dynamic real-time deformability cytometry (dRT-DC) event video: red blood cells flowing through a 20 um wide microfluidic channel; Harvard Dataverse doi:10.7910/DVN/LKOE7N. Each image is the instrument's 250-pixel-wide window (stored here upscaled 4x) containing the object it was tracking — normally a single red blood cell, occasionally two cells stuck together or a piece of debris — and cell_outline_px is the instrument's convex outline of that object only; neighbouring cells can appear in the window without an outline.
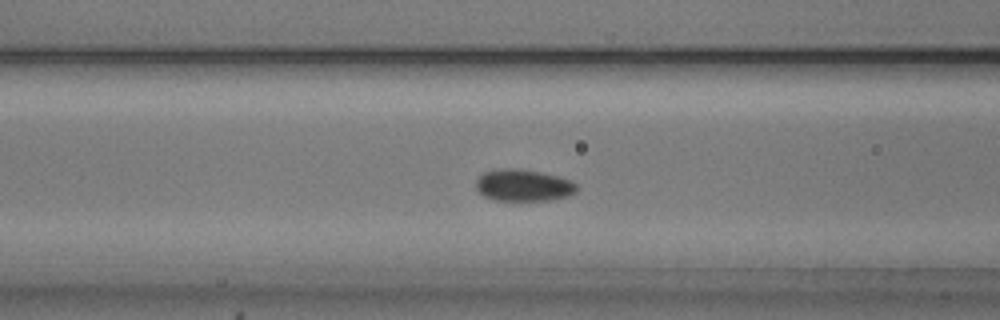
{"species": "common noctule bat (a hibernating species)", "species_latin": "Nyctalus noctula", "temperature_condition": "cold", "stored_images_in_passage": 46, "camera_frame_rate_fps": 3000, "um_per_image_px": 0.085, "animal": {"sex": "male", "body_mass_g": 20.5, "forearm_length_mm": 52.5}, "frame": {"image": 1, "passage_image": 14, "time_ms": 4.333, "image_size_px": [1000, 320], "cell_outline_px": [[576, 192], [568, 196], [552, 200], [492, 200], [484, 196], [476, 188], [476, 180], [484, 172], [500, 168], [520, 168], [540, 172], [572, 180], [576, 184]], "centroid_in_image_um": [44.48, 15.75], "position_along_channel_um": 122.1, "area_um2": 18.73}}
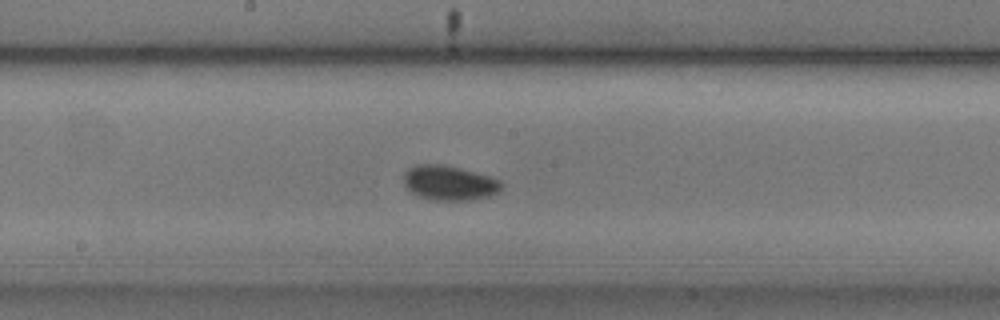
{"frame": {"image": 2, "passage_image": 21, "time_ms": 6.667, "image_size_px": [1000, 320], "cell_outline_px": [[504, 188], [500, 192], [488, 196], [472, 200], [432, 200], [416, 196], [404, 184], [404, 172], [408, 168], [416, 164], [444, 164], [460, 168], [488, 176], [500, 180], [504, 184]], "centroid_in_image_um": [38.2, 15.55], "position_along_channel_um": 210.0, "area_um2": 20.0}}
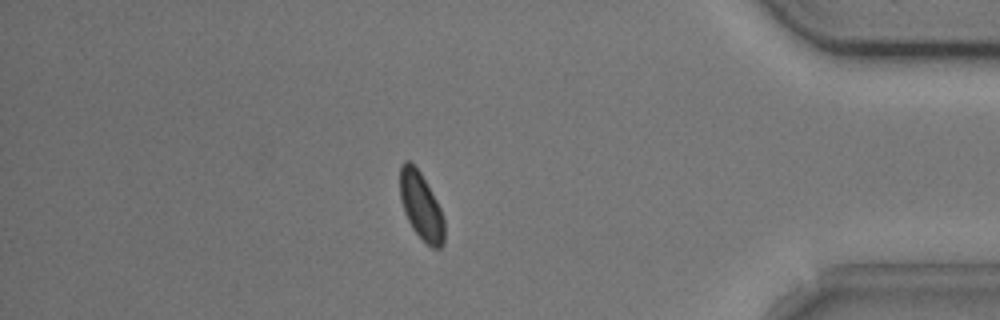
{"frame": {"image": 3, "passage_image": 39, "time_ms": 12.667, "image_size_px": [1000, 320], "cell_outline_px": [[444, 244], [440, 248], [432, 248], [412, 228], [404, 212], [400, 200], [400, 168], [404, 160], [408, 160], [420, 172], [436, 200], [440, 208], [444, 220]], "centroid_in_image_um": [35.78, 17.52], "position_along_channel_um": 399.4, "area_um2": 17.17}, "authors_computed_cell_mechanics": {"area_um2": 18.0914, "velocity_mm_per_s": 3.7557, "shape_relaxation_time_tau1_ms": 1.4978, "shape_relaxation_time_tau2_ms": null, "deformation_change_tau1": 0.0486, "deformation_change_tau2": null}}